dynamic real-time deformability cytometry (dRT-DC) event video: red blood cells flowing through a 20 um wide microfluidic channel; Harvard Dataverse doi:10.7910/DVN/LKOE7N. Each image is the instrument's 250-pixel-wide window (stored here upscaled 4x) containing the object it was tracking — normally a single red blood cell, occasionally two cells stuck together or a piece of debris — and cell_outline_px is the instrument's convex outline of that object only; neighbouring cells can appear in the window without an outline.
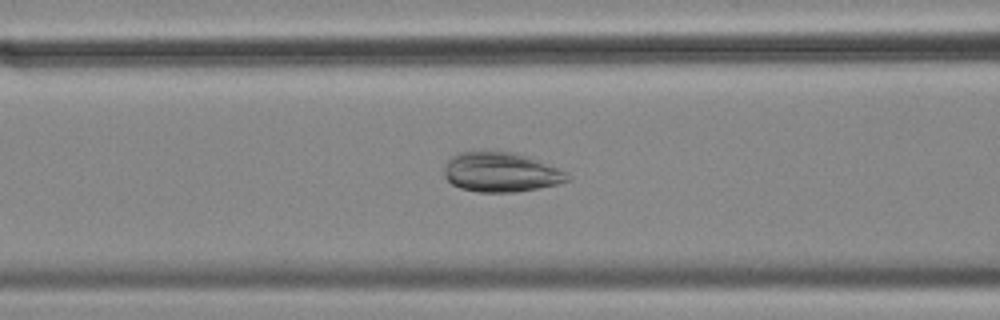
{"species": "common noctule bat (a hibernating species)", "species_latin": "Nyctalus noctula", "temperature_condition": "cold", "stored_images_in_passage": 39, "camera_frame_rate_fps": 3000, "um_per_image_px": 0.085, "animal": {"sex": "female", "body_mass_g": 18.4}, "frame": {"image": 1, "passage_image": 8, "time_ms": 2.333, "image_size_px": [1000, 320], "cell_outline_px": [[572, 180], [540, 188], [512, 192], [480, 192], [460, 188], [452, 184], [444, 176], [444, 164], [452, 156], [460, 152], [516, 152], [532, 156], [572, 176]], "centroid_in_image_um": [42.59, 14.63], "position_along_channel_um": 124.0, "area_um2": 28.55}}
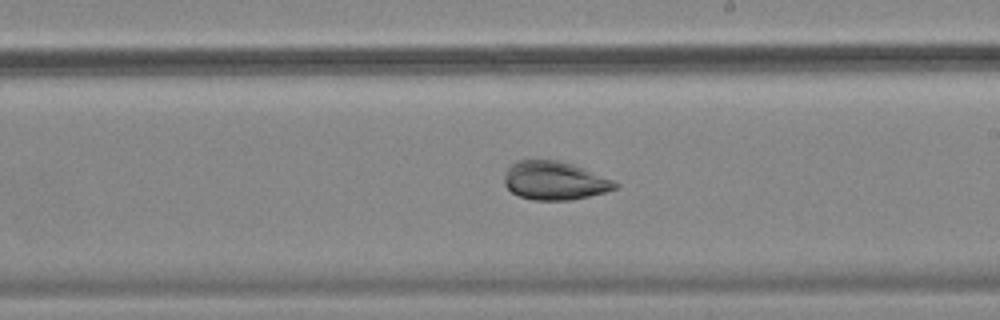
{"frame": {"image": 2, "passage_image": 18, "time_ms": 5.667, "image_size_px": [1000, 320], "cell_outline_px": [[620, 184], [616, 188], [604, 192], [588, 196], [568, 200], [532, 200], [520, 196], [512, 192], [504, 184], [504, 176], [508, 168], [516, 160], [556, 160], [572, 164], [584, 168], [612, 180]], "centroid_in_image_um": [47.12, 15.35], "position_along_channel_um": 241.9, "area_um2": 24.62}}
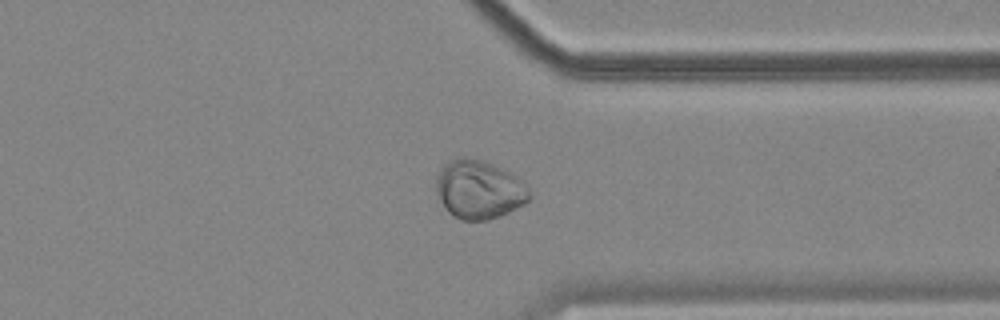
{"frame": {"image": 3, "passage_image": 29, "time_ms": 9.333, "image_size_px": [1000, 320], "cell_outline_px": [[532, 196], [524, 204], [500, 216], [488, 220], [460, 220], [448, 212], [440, 200], [436, 192], [436, 176], [440, 168], [448, 160], [456, 156], [464, 156], [484, 160], [504, 168], [520, 176]], "centroid_in_image_um": [40.72, 16.07], "position_along_channel_um": 370.7, "area_um2": 32.54}}